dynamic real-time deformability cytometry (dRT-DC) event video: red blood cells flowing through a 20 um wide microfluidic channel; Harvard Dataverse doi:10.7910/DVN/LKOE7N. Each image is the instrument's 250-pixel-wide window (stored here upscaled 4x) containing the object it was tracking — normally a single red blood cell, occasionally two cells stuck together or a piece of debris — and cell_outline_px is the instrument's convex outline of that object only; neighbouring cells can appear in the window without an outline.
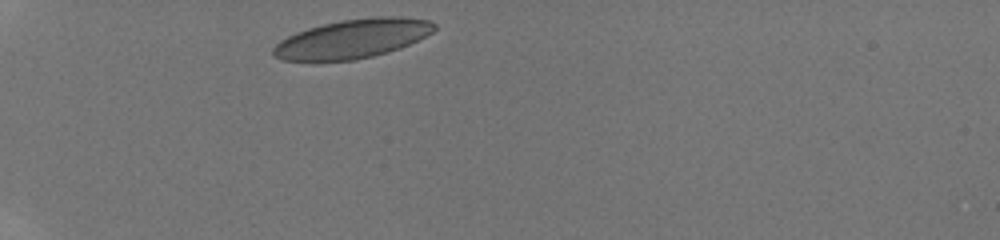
{"species": "human", "species_latin": "Homo sapiens", "temperature_condition": "room temperature", "stored_images_in_passage": 10, "camera_frame_rate_fps": 3000, "um_per_image_px": 0.085, "donor": {"sex": "male"}, "frame": {"image": 1, "passage_image": 1, "time_ms": 0.0, "image_size_px": [1000, 240], "cell_outline_px": [[436, 28], [432, 32], [400, 48], [372, 56], [352, 60], [280, 60], [272, 56], [272, 48], [280, 40], [296, 32], [308, 28], [340, 20], [376, 16], [400, 16], [428, 20], [436, 24]], "centroid_in_image_um": [29.94, 3.28], "position_along_channel_um": 55.1, "area_um2": 36.36}}
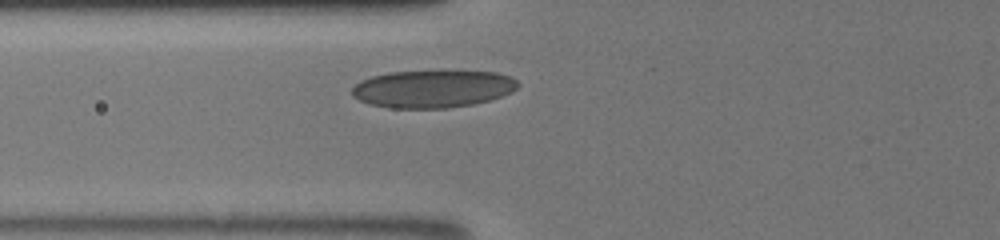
{"frame": {"image": 2, "passage_image": 8, "time_ms": 1.667, "image_size_px": [1000, 240], "cell_outline_px": [[520, 84], [512, 92], [492, 100], [472, 104], [448, 108], [388, 108], [368, 104], [352, 96], [352, 88], [360, 80], [372, 76], [388, 72], [496, 72], [512, 76]], "centroid_in_image_um": [36.78, 7.57], "position_along_channel_um": 89.0, "area_um2": 36.24}}